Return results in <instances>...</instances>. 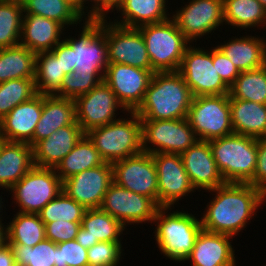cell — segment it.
Masks as SVG:
<instances>
[{"mask_svg":"<svg viewBox=\"0 0 266 266\" xmlns=\"http://www.w3.org/2000/svg\"><path fill=\"white\" fill-rule=\"evenodd\" d=\"M210 191L217 195L201 218L202 229L232 237L245 227L266 198L261 189L247 183L226 182Z\"/></svg>","mask_w":266,"mask_h":266,"instance_id":"1","label":"cell"},{"mask_svg":"<svg viewBox=\"0 0 266 266\" xmlns=\"http://www.w3.org/2000/svg\"><path fill=\"white\" fill-rule=\"evenodd\" d=\"M192 94L178 71L154 72L144 100L135 113L140 119L187 118Z\"/></svg>","mask_w":266,"mask_h":266,"instance_id":"2","label":"cell"},{"mask_svg":"<svg viewBox=\"0 0 266 266\" xmlns=\"http://www.w3.org/2000/svg\"><path fill=\"white\" fill-rule=\"evenodd\" d=\"M216 165L228 183H249L256 169L258 139L230 134L209 141Z\"/></svg>","mask_w":266,"mask_h":266,"instance_id":"3","label":"cell"},{"mask_svg":"<svg viewBox=\"0 0 266 266\" xmlns=\"http://www.w3.org/2000/svg\"><path fill=\"white\" fill-rule=\"evenodd\" d=\"M132 120L117 119L85 133L105 162L113 163L143 152L142 124L135 112Z\"/></svg>","mask_w":266,"mask_h":266,"instance_id":"4","label":"cell"},{"mask_svg":"<svg viewBox=\"0 0 266 266\" xmlns=\"http://www.w3.org/2000/svg\"><path fill=\"white\" fill-rule=\"evenodd\" d=\"M168 207H159L153 222L160 251L171 260L185 261L190 255L198 234L202 230L201 220L192 214L174 212L165 216Z\"/></svg>","mask_w":266,"mask_h":266,"instance_id":"5","label":"cell"},{"mask_svg":"<svg viewBox=\"0 0 266 266\" xmlns=\"http://www.w3.org/2000/svg\"><path fill=\"white\" fill-rule=\"evenodd\" d=\"M171 18L160 23L145 24L139 28L147 54L156 72L178 71L190 41Z\"/></svg>","mask_w":266,"mask_h":266,"instance_id":"6","label":"cell"},{"mask_svg":"<svg viewBox=\"0 0 266 266\" xmlns=\"http://www.w3.org/2000/svg\"><path fill=\"white\" fill-rule=\"evenodd\" d=\"M187 119L198 140L210 141L234 133L229 94L193 97Z\"/></svg>","mask_w":266,"mask_h":266,"instance_id":"7","label":"cell"},{"mask_svg":"<svg viewBox=\"0 0 266 266\" xmlns=\"http://www.w3.org/2000/svg\"><path fill=\"white\" fill-rule=\"evenodd\" d=\"M143 152L182 154L198 140L187 118L172 120L141 119ZM156 145L150 149L147 143Z\"/></svg>","mask_w":266,"mask_h":266,"instance_id":"8","label":"cell"},{"mask_svg":"<svg viewBox=\"0 0 266 266\" xmlns=\"http://www.w3.org/2000/svg\"><path fill=\"white\" fill-rule=\"evenodd\" d=\"M72 48L75 70L84 75H105L109 65L106 33L101 29V18H88L80 38L64 40ZM102 70V71H101Z\"/></svg>","mask_w":266,"mask_h":266,"instance_id":"9","label":"cell"},{"mask_svg":"<svg viewBox=\"0 0 266 266\" xmlns=\"http://www.w3.org/2000/svg\"><path fill=\"white\" fill-rule=\"evenodd\" d=\"M21 213L38 214L41 209L62 192V180L54 168L33 166L10 188Z\"/></svg>","mask_w":266,"mask_h":266,"instance_id":"10","label":"cell"},{"mask_svg":"<svg viewBox=\"0 0 266 266\" xmlns=\"http://www.w3.org/2000/svg\"><path fill=\"white\" fill-rule=\"evenodd\" d=\"M178 72L184 78L193 97L229 94V87L217 73L211 52L188 47Z\"/></svg>","mask_w":266,"mask_h":266,"instance_id":"11","label":"cell"},{"mask_svg":"<svg viewBox=\"0 0 266 266\" xmlns=\"http://www.w3.org/2000/svg\"><path fill=\"white\" fill-rule=\"evenodd\" d=\"M101 18V29L106 33L109 63H120L145 70H154L139 28L119 24H105Z\"/></svg>","mask_w":266,"mask_h":266,"instance_id":"12","label":"cell"},{"mask_svg":"<svg viewBox=\"0 0 266 266\" xmlns=\"http://www.w3.org/2000/svg\"><path fill=\"white\" fill-rule=\"evenodd\" d=\"M113 182L151 198L158 205V178L152 154L141 152L112 163Z\"/></svg>","mask_w":266,"mask_h":266,"instance_id":"13","label":"cell"},{"mask_svg":"<svg viewBox=\"0 0 266 266\" xmlns=\"http://www.w3.org/2000/svg\"><path fill=\"white\" fill-rule=\"evenodd\" d=\"M155 70H145L126 64L109 63L104 81L129 112H135L142 104Z\"/></svg>","mask_w":266,"mask_h":266,"instance_id":"14","label":"cell"},{"mask_svg":"<svg viewBox=\"0 0 266 266\" xmlns=\"http://www.w3.org/2000/svg\"><path fill=\"white\" fill-rule=\"evenodd\" d=\"M112 182V163L104 162L63 180L62 191L86 209L100 208Z\"/></svg>","mask_w":266,"mask_h":266,"instance_id":"15","label":"cell"},{"mask_svg":"<svg viewBox=\"0 0 266 266\" xmlns=\"http://www.w3.org/2000/svg\"><path fill=\"white\" fill-rule=\"evenodd\" d=\"M100 208L125 226V223L152 222L159 206L151 198L112 182Z\"/></svg>","mask_w":266,"mask_h":266,"instance_id":"16","label":"cell"},{"mask_svg":"<svg viewBox=\"0 0 266 266\" xmlns=\"http://www.w3.org/2000/svg\"><path fill=\"white\" fill-rule=\"evenodd\" d=\"M76 121L84 133L116 121L114 119L119 102L112 89L101 81L91 91L75 99Z\"/></svg>","mask_w":266,"mask_h":266,"instance_id":"17","label":"cell"},{"mask_svg":"<svg viewBox=\"0 0 266 266\" xmlns=\"http://www.w3.org/2000/svg\"><path fill=\"white\" fill-rule=\"evenodd\" d=\"M158 178V206L168 207L195 188L185 171L180 154H152Z\"/></svg>","mask_w":266,"mask_h":266,"instance_id":"18","label":"cell"},{"mask_svg":"<svg viewBox=\"0 0 266 266\" xmlns=\"http://www.w3.org/2000/svg\"><path fill=\"white\" fill-rule=\"evenodd\" d=\"M172 19L191 42L200 35L211 33L224 22L223 0H192Z\"/></svg>","mask_w":266,"mask_h":266,"instance_id":"19","label":"cell"},{"mask_svg":"<svg viewBox=\"0 0 266 266\" xmlns=\"http://www.w3.org/2000/svg\"><path fill=\"white\" fill-rule=\"evenodd\" d=\"M43 95L15 106L0 120V139L34 146V131L41 117Z\"/></svg>","mask_w":266,"mask_h":266,"instance_id":"20","label":"cell"},{"mask_svg":"<svg viewBox=\"0 0 266 266\" xmlns=\"http://www.w3.org/2000/svg\"><path fill=\"white\" fill-rule=\"evenodd\" d=\"M180 156L195 189L212 190L226 183L216 165L209 141H197Z\"/></svg>","mask_w":266,"mask_h":266,"instance_id":"21","label":"cell"},{"mask_svg":"<svg viewBox=\"0 0 266 266\" xmlns=\"http://www.w3.org/2000/svg\"><path fill=\"white\" fill-rule=\"evenodd\" d=\"M84 134L77 122L59 128L50 137L42 139L33 146L34 165L55 169Z\"/></svg>","mask_w":266,"mask_h":266,"instance_id":"22","label":"cell"},{"mask_svg":"<svg viewBox=\"0 0 266 266\" xmlns=\"http://www.w3.org/2000/svg\"><path fill=\"white\" fill-rule=\"evenodd\" d=\"M230 237L226 234L201 230L188 256L193 266H235V257Z\"/></svg>","mask_w":266,"mask_h":266,"instance_id":"23","label":"cell"},{"mask_svg":"<svg viewBox=\"0 0 266 266\" xmlns=\"http://www.w3.org/2000/svg\"><path fill=\"white\" fill-rule=\"evenodd\" d=\"M33 166V147L0 139V187L10 189Z\"/></svg>","mask_w":266,"mask_h":266,"instance_id":"24","label":"cell"},{"mask_svg":"<svg viewBox=\"0 0 266 266\" xmlns=\"http://www.w3.org/2000/svg\"><path fill=\"white\" fill-rule=\"evenodd\" d=\"M75 100L56 95H43V108L34 131V145L50 137L59 128L76 123Z\"/></svg>","mask_w":266,"mask_h":266,"instance_id":"25","label":"cell"},{"mask_svg":"<svg viewBox=\"0 0 266 266\" xmlns=\"http://www.w3.org/2000/svg\"><path fill=\"white\" fill-rule=\"evenodd\" d=\"M62 30L63 26L54 20L35 14H25L20 45L35 54L51 51L60 42Z\"/></svg>","mask_w":266,"mask_h":266,"instance_id":"26","label":"cell"},{"mask_svg":"<svg viewBox=\"0 0 266 266\" xmlns=\"http://www.w3.org/2000/svg\"><path fill=\"white\" fill-rule=\"evenodd\" d=\"M231 123L236 134L266 137V105L229 98Z\"/></svg>","mask_w":266,"mask_h":266,"instance_id":"27","label":"cell"},{"mask_svg":"<svg viewBox=\"0 0 266 266\" xmlns=\"http://www.w3.org/2000/svg\"><path fill=\"white\" fill-rule=\"evenodd\" d=\"M266 40L254 37L236 38L217 46L240 72L266 65Z\"/></svg>","mask_w":266,"mask_h":266,"instance_id":"28","label":"cell"},{"mask_svg":"<svg viewBox=\"0 0 266 266\" xmlns=\"http://www.w3.org/2000/svg\"><path fill=\"white\" fill-rule=\"evenodd\" d=\"M165 2L166 0H121L115 8L119 11L122 10L124 20L114 23L138 28L145 24L168 20Z\"/></svg>","mask_w":266,"mask_h":266,"instance_id":"29","label":"cell"},{"mask_svg":"<svg viewBox=\"0 0 266 266\" xmlns=\"http://www.w3.org/2000/svg\"><path fill=\"white\" fill-rule=\"evenodd\" d=\"M36 54L17 45L0 49V83L11 79L35 78Z\"/></svg>","mask_w":266,"mask_h":266,"instance_id":"30","label":"cell"},{"mask_svg":"<svg viewBox=\"0 0 266 266\" xmlns=\"http://www.w3.org/2000/svg\"><path fill=\"white\" fill-rule=\"evenodd\" d=\"M104 162L92 141L84 134L72 151L60 161L55 170L63 181L84 170L102 165Z\"/></svg>","mask_w":266,"mask_h":266,"instance_id":"31","label":"cell"},{"mask_svg":"<svg viewBox=\"0 0 266 266\" xmlns=\"http://www.w3.org/2000/svg\"><path fill=\"white\" fill-rule=\"evenodd\" d=\"M65 77L60 60L51 51L36 54L34 81L38 94L55 95Z\"/></svg>","mask_w":266,"mask_h":266,"instance_id":"32","label":"cell"},{"mask_svg":"<svg viewBox=\"0 0 266 266\" xmlns=\"http://www.w3.org/2000/svg\"><path fill=\"white\" fill-rule=\"evenodd\" d=\"M7 242L34 247L45 236V224L39 214L18 212L6 227Z\"/></svg>","mask_w":266,"mask_h":266,"instance_id":"33","label":"cell"},{"mask_svg":"<svg viewBox=\"0 0 266 266\" xmlns=\"http://www.w3.org/2000/svg\"><path fill=\"white\" fill-rule=\"evenodd\" d=\"M81 226L88 231L92 246L100 241L120 242L118 237L125 229V226L101 208L87 209Z\"/></svg>","mask_w":266,"mask_h":266,"instance_id":"34","label":"cell"},{"mask_svg":"<svg viewBox=\"0 0 266 266\" xmlns=\"http://www.w3.org/2000/svg\"><path fill=\"white\" fill-rule=\"evenodd\" d=\"M23 12L35 14L65 25L77 24L82 13L68 0H21Z\"/></svg>","mask_w":266,"mask_h":266,"instance_id":"35","label":"cell"},{"mask_svg":"<svg viewBox=\"0 0 266 266\" xmlns=\"http://www.w3.org/2000/svg\"><path fill=\"white\" fill-rule=\"evenodd\" d=\"M224 22L240 28L266 24V9L258 0H223Z\"/></svg>","mask_w":266,"mask_h":266,"instance_id":"36","label":"cell"},{"mask_svg":"<svg viewBox=\"0 0 266 266\" xmlns=\"http://www.w3.org/2000/svg\"><path fill=\"white\" fill-rule=\"evenodd\" d=\"M229 98L266 105V65L241 72L229 87Z\"/></svg>","mask_w":266,"mask_h":266,"instance_id":"37","label":"cell"},{"mask_svg":"<svg viewBox=\"0 0 266 266\" xmlns=\"http://www.w3.org/2000/svg\"><path fill=\"white\" fill-rule=\"evenodd\" d=\"M22 13L20 0H0V49L20 44Z\"/></svg>","mask_w":266,"mask_h":266,"instance_id":"38","label":"cell"},{"mask_svg":"<svg viewBox=\"0 0 266 266\" xmlns=\"http://www.w3.org/2000/svg\"><path fill=\"white\" fill-rule=\"evenodd\" d=\"M37 94L34 78L11 79L0 83V120L15 106Z\"/></svg>","mask_w":266,"mask_h":266,"instance_id":"39","label":"cell"},{"mask_svg":"<svg viewBox=\"0 0 266 266\" xmlns=\"http://www.w3.org/2000/svg\"><path fill=\"white\" fill-rule=\"evenodd\" d=\"M86 208L68 197L63 191L48 202L38 213L46 225L54 221L82 222Z\"/></svg>","mask_w":266,"mask_h":266,"instance_id":"40","label":"cell"},{"mask_svg":"<svg viewBox=\"0 0 266 266\" xmlns=\"http://www.w3.org/2000/svg\"><path fill=\"white\" fill-rule=\"evenodd\" d=\"M17 266H54L57 243L45 238L34 247L10 244Z\"/></svg>","mask_w":266,"mask_h":266,"instance_id":"41","label":"cell"},{"mask_svg":"<svg viewBox=\"0 0 266 266\" xmlns=\"http://www.w3.org/2000/svg\"><path fill=\"white\" fill-rule=\"evenodd\" d=\"M103 79V74L84 75L74 70L71 74L66 75L60 90L55 95L75 100L78 96L91 91L96 85L103 81Z\"/></svg>","mask_w":266,"mask_h":266,"instance_id":"42","label":"cell"},{"mask_svg":"<svg viewBox=\"0 0 266 266\" xmlns=\"http://www.w3.org/2000/svg\"><path fill=\"white\" fill-rule=\"evenodd\" d=\"M121 242H98L87 249L89 266H116L121 257Z\"/></svg>","mask_w":266,"mask_h":266,"instance_id":"43","label":"cell"},{"mask_svg":"<svg viewBox=\"0 0 266 266\" xmlns=\"http://www.w3.org/2000/svg\"><path fill=\"white\" fill-rule=\"evenodd\" d=\"M54 266H89L87 249L75 239L57 243Z\"/></svg>","mask_w":266,"mask_h":266,"instance_id":"44","label":"cell"},{"mask_svg":"<svg viewBox=\"0 0 266 266\" xmlns=\"http://www.w3.org/2000/svg\"><path fill=\"white\" fill-rule=\"evenodd\" d=\"M81 227V222L54 221L45 225V236L54 243L74 240Z\"/></svg>","mask_w":266,"mask_h":266,"instance_id":"45","label":"cell"},{"mask_svg":"<svg viewBox=\"0 0 266 266\" xmlns=\"http://www.w3.org/2000/svg\"><path fill=\"white\" fill-rule=\"evenodd\" d=\"M213 63H216L217 73L228 87L234 83L237 76L241 73L218 47L213 49Z\"/></svg>","mask_w":266,"mask_h":266,"instance_id":"46","label":"cell"},{"mask_svg":"<svg viewBox=\"0 0 266 266\" xmlns=\"http://www.w3.org/2000/svg\"><path fill=\"white\" fill-rule=\"evenodd\" d=\"M248 184L261 189L266 194V137L258 138L256 169Z\"/></svg>","mask_w":266,"mask_h":266,"instance_id":"47","label":"cell"},{"mask_svg":"<svg viewBox=\"0 0 266 266\" xmlns=\"http://www.w3.org/2000/svg\"><path fill=\"white\" fill-rule=\"evenodd\" d=\"M51 52L60 60L62 70L66 75L71 74L75 67L72 59V48L65 42H59Z\"/></svg>","mask_w":266,"mask_h":266,"instance_id":"48","label":"cell"},{"mask_svg":"<svg viewBox=\"0 0 266 266\" xmlns=\"http://www.w3.org/2000/svg\"><path fill=\"white\" fill-rule=\"evenodd\" d=\"M0 266H17L12 248L8 242L0 247Z\"/></svg>","mask_w":266,"mask_h":266,"instance_id":"49","label":"cell"},{"mask_svg":"<svg viewBox=\"0 0 266 266\" xmlns=\"http://www.w3.org/2000/svg\"><path fill=\"white\" fill-rule=\"evenodd\" d=\"M88 0H84L86 2ZM91 2L94 1L95 5L92 7L93 9L90 10L88 18H105V12L107 14L108 11V0H90ZM97 5V6H96Z\"/></svg>","mask_w":266,"mask_h":266,"instance_id":"50","label":"cell"},{"mask_svg":"<svg viewBox=\"0 0 266 266\" xmlns=\"http://www.w3.org/2000/svg\"><path fill=\"white\" fill-rule=\"evenodd\" d=\"M75 240L86 249L92 247L91 237L89 236L88 231L85 230L82 226L80 227Z\"/></svg>","mask_w":266,"mask_h":266,"instance_id":"51","label":"cell"},{"mask_svg":"<svg viewBox=\"0 0 266 266\" xmlns=\"http://www.w3.org/2000/svg\"><path fill=\"white\" fill-rule=\"evenodd\" d=\"M1 222L0 220V247L7 242L6 228L4 230V226L2 227L3 224Z\"/></svg>","mask_w":266,"mask_h":266,"instance_id":"52","label":"cell"},{"mask_svg":"<svg viewBox=\"0 0 266 266\" xmlns=\"http://www.w3.org/2000/svg\"><path fill=\"white\" fill-rule=\"evenodd\" d=\"M73 4L84 16V0H68Z\"/></svg>","mask_w":266,"mask_h":266,"instance_id":"53","label":"cell"},{"mask_svg":"<svg viewBox=\"0 0 266 266\" xmlns=\"http://www.w3.org/2000/svg\"><path fill=\"white\" fill-rule=\"evenodd\" d=\"M121 0H108V10L114 9Z\"/></svg>","mask_w":266,"mask_h":266,"instance_id":"54","label":"cell"},{"mask_svg":"<svg viewBox=\"0 0 266 266\" xmlns=\"http://www.w3.org/2000/svg\"><path fill=\"white\" fill-rule=\"evenodd\" d=\"M262 6L266 9V0H258Z\"/></svg>","mask_w":266,"mask_h":266,"instance_id":"55","label":"cell"}]
</instances>
